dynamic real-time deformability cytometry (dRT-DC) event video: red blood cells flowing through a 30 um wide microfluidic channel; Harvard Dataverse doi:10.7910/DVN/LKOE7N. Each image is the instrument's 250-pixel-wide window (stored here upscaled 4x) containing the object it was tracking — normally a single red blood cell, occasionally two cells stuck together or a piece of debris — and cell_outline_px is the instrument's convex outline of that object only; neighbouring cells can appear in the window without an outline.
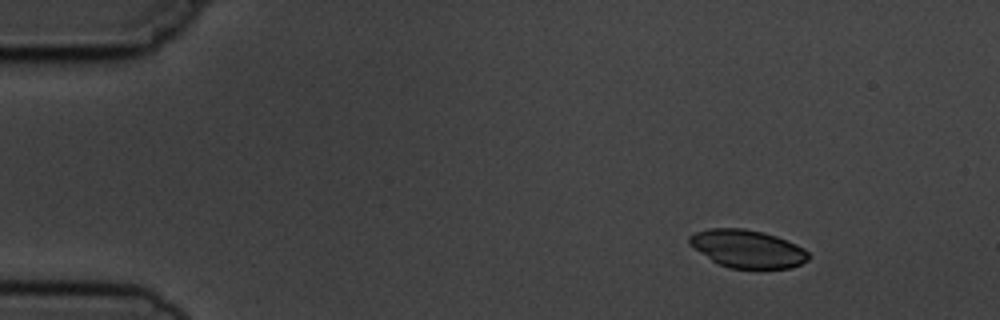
{"species": "common noctule bat (a hibernating species)", "species_latin": "Nyctalus noctula", "temperature_condition": "cold", "stored_images_in_passage": 10, "camera_frame_rate_fps": 3000, "um_per_image_px": 0.085, "animal": {"sex": "male", "body_mass_g": 19.5, "forearm_length_mm": 54.6}, "frame": {"image": 1, "passage_image": 1, "time_ms": 0.0, "image_size_px": [1000, 320], "cell_outline_px": [[812, 256], [808, 260], [792, 268], [756, 272], [728, 268], [712, 260], [688, 244], [688, 236], [696, 232], [708, 228], [744, 228], [764, 232], [776, 236], [796, 244], [804, 248]], "centroid_in_image_um": [63.58, 21.2], "position_along_channel_um": 21.4, "area_um2": 27.28}}
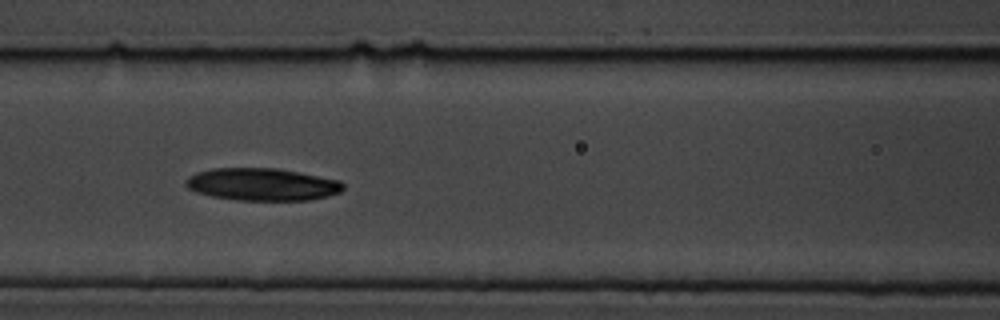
{"frame": {"image": 2, "passage_image": 6, "time_ms": 5.667, "image_size_px": [1000, 320], "cell_outline_px": [[344, 188], [340, 192], [328, 196], [308, 200], [236, 200], [212, 196], [196, 192], [188, 188], [184, 184], [184, 180], [188, 176], [196, 172], [212, 168], [276, 168], [300, 172], [340, 180], [344, 184]], "centroid_in_image_um": [22.27, 15.66], "position_along_channel_um": 144.3, "area_um2": 29.94}}
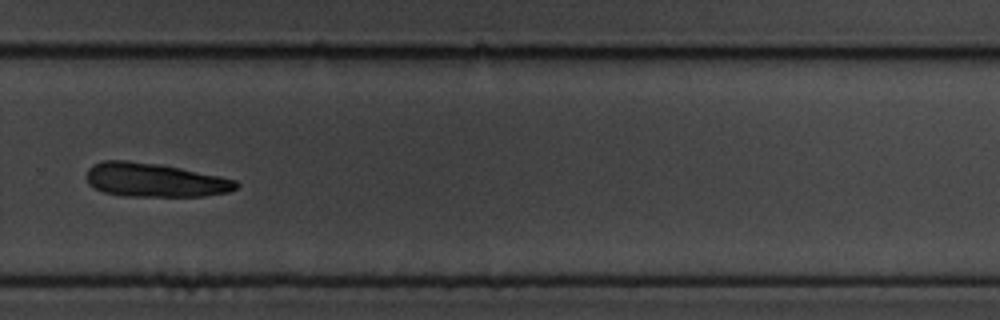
{"frame": {"image": 3, "passage_image": 10, "time_ms": 10.333, "image_size_px": [1000, 320], "cell_outline_px": [[240, 184], [236, 188], [228, 192], [204, 196], [128, 196], [104, 192], [88, 184], [88, 168], [92, 164], [104, 160], [128, 160], [160, 164], [220, 176], [236, 180]], "centroid_in_image_um": [13.16, 15.29], "position_along_channel_um": 316.6, "area_um2": 29.42}}